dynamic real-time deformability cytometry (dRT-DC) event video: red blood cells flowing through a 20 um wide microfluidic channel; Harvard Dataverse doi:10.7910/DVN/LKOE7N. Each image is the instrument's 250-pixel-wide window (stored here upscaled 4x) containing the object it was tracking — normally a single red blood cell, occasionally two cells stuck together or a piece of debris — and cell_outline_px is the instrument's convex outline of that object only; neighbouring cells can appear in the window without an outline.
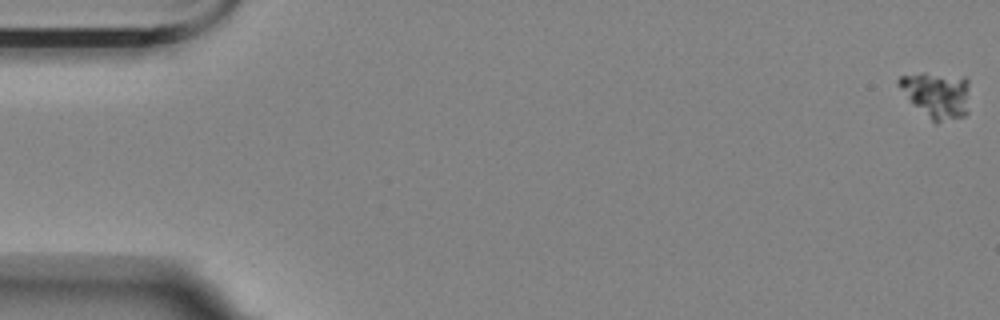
{"species": "Egyptian fruit bat (a non-hibernating species)", "species_latin": "Rousettus aegyptiacus", "temperature_condition": "room temperature", "stored_images_in_passage": 59, "camera_frame_rate_fps": 3000, "um_per_image_px": 0.085, "animal": {"sex": "female"}, "frame": {"image": 1, "passage_image": 1, "time_ms": 0.0, "image_size_px": [1000, 320], "cell_outline_px": [[968, 112], [964, 116], [936, 124], [896, 84], [896, 80], [900, 76], [920, 72], [924, 72], [964, 76], [968, 80]], "centroid_in_image_um": [79.67, 8.02], "position_along_channel_um": 5.3, "area_um2": 18.96}}
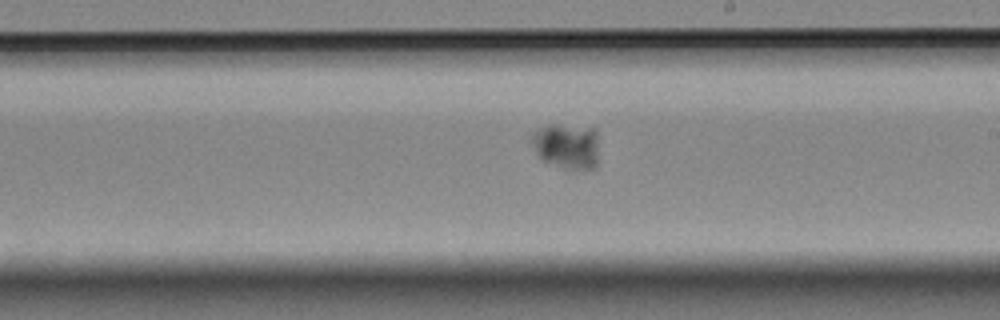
{"frame": {"image": 2, "passage_image": 34, "time_ms": 11.0, "image_size_px": [1000, 320], "cell_outline_px": [[596, 164], [592, 168], [568, 168], [544, 160], [536, 152], [528, 140], [528, 136], [532, 132], [548, 124], [556, 124], [596, 128]], "centroid_in_image_um": [48.1, 12.35], "position_along_channel_um": 240.9, "area_um2": 17.57}}
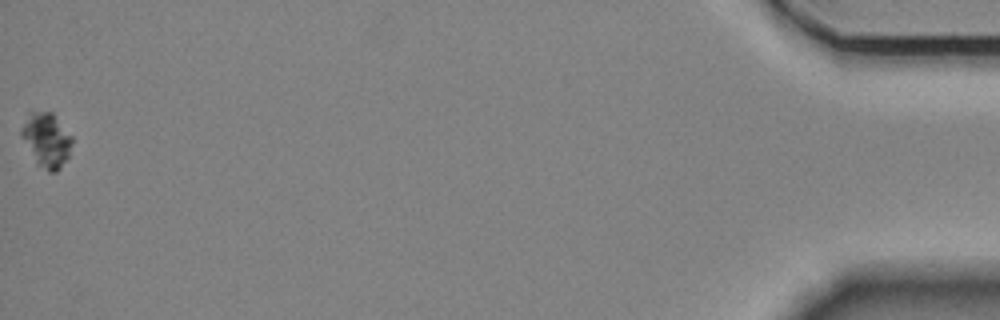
{"frame": {"image": 3, "passage_image": 59, "time_ms": 19.333, "image_size_px": [1000, 320], "cell_outline_px": [[72, 144], [68, 156], [60, 168], [56, 172], [48, 172], [36, 164], [20, 136], [20, 128], [28, 112], [52, 112], [72, 136]], "centroid_in_image_um": [3.92, 11.9], "position_along_channel_um": 431.3, "area_um2": 16.18}}